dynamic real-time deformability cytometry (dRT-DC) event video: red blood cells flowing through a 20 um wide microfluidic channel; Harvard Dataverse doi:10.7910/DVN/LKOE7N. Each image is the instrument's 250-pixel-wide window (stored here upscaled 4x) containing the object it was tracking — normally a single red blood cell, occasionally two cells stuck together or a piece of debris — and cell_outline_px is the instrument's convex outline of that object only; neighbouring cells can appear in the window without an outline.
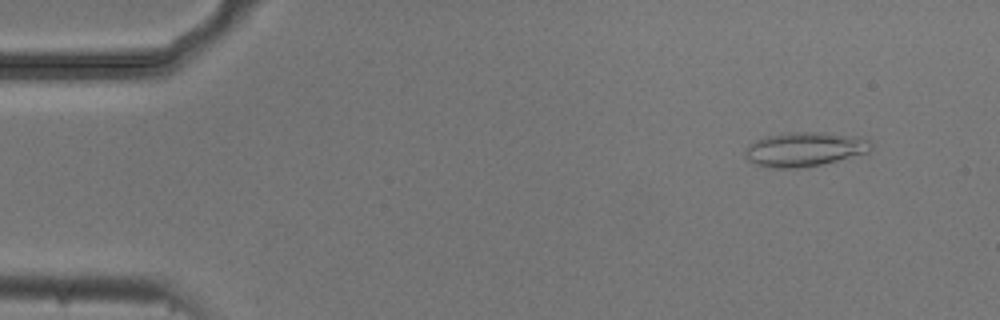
{"species": "common noctule bat (a hibernating species)", "species_latin": "Nyctalus noctula", "temperature_condition": "cold", "stored_images_in_passage": 11, "camera_frame_rate_fps": 3000, "um_per_image_px": 0.085, "animal": {"sex": "male", "body_mass_g": 20.5, "forearm_length_mm": 52.5}, "frame": {"image": 1, "passage_image": 1, "time_ms": 0.0, "image_size_px": [1000, 320], "cell_outline_px": [[872, 148], [868, 152], [820, 164], [792, 168], [776, 168], [756, 164], [748, 160], [744, 156], [744, 152], [756, 140], [768, 136], [788, 132], [824, 132], [856, 136], [868, 140], [872, 144]], "centroid_in_image_um": [68.4, 12.67], "position_along_channel_um": 16.6, "area_um2": 24.68}}